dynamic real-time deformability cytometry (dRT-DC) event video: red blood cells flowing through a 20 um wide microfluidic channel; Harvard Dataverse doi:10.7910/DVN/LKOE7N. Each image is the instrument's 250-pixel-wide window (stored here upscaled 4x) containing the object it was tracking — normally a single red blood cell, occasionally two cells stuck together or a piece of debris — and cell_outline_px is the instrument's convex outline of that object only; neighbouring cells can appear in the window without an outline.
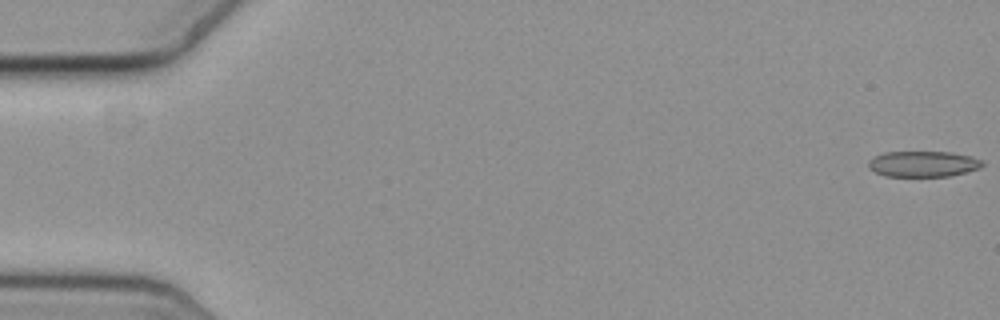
{"species": "common noctule bat (a hibernating species)", "species_latin": "Nyctalus noctula", "temperature_condition": "cold", "stored_images_in_passage": 59, "camera_frame_rate_fps": 3000, "um_per_image_px": 0.085, "animal": {"sex": "female", "body_mass_g": 19.3, "forearm_length_mm": 54.1}, "frame": {"image": 1, "passage_image": 1, "time_ms": 0.0, "image_size_px": [1000, 320], "cell_outline_px": [[980, 164], [976, 168], [964, 172], [944, 176], [888, 176], [876, 172], [868, 164], [876, 156], [888, 152], [944, 152], [968, 156], [976, 160]], "centroid_in_image_um": [78.38, 13.94], "position_along_channel_um": 6.6, "area_um2": 16.07}}
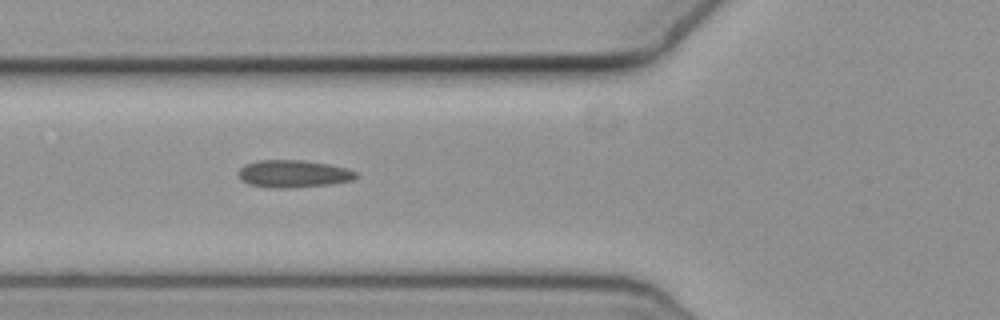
{"frame": {"image": 2, "passage_image": 22, "time_ms": 7.0, "image_size_px": [1000, 320], "cell_outline_px": [[356, 176], [348, 180], [324, 184], [252, 184], [244, 180], [240, 176], [240, 168], [248, 164], [264, 160], [296, 160], [324, 164], [344, 168], [356, 172]], "centroid_in_image_um": [24.95, 14.69], "position_along_channel_um": 100.8, "area_um2": 16.42}}
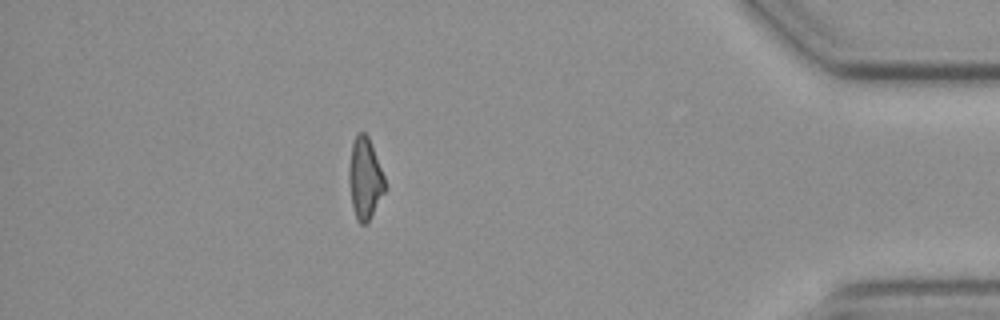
{"frame": {"image": 3, "passage_image": 51, "time_ms": 16.667, "image_size_px": [1000, 320], "cell_outline_px": [[384, 192], [368, 220], [364, 224], [360, 224], [356, 216], [352, 204], [352, 144], [356, 136], [360, 132], [364, 132], [368, 136], [384, 176]], "centroid_in_image_um": [31.07, 15.16], "position_along_channel_um": 404.1, "area_um2": 15.49}, "authors_computed_cell_mechanics": {"area_um2": 16.5308, "velocity_mm_per_s": 3.6329, "shape_relaxation_time_tau1_ms": null, "shape_relaxation_time_tau2_ms": 10.3832, "deformation_change_tau1": null, "deformation_change_tau2": 0.1973}}